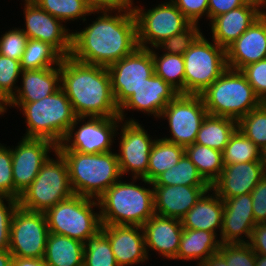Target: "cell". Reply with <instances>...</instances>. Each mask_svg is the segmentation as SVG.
<instances>
[{
	"label": "cell",
	"mask_w": 266,
	"mask_h": 266,
	"mask_svg": "<svg viewBox=\"0 0 266 266\" xmlns=\"http://www.w3.org/2000/svg\"><path fill=\"white\" fill-rule=\"evenodd\" d=\"M63 56L50 44L36 39H28L20 65L22 70H37L57 67Z\"/></svg>",
	"instance_id": "d6a6232c"
},
{
	"label": "cell",
	"mask_w": 266,
	"mask_h": 266,
	"mask_svg": "<svg viewBox=\"0 0 266 266\" xmlns=\"http://www.w3.org/2000/svg\"><path fill=\"white\" fill-rule=\"evenodd\" d=\"M111 89L118 108L136 91L154 71L151 49L137 47L107 67Z\"/></svg>",
	"instance_id": "5bb4252c"
},
{
	"label": "cell",
	"mask_w": 266,
	"mask_h": 266,
	"mask_svg": "<svg viewBox=\"0 0 266 266\" xmlns=\"http://www.w3.org/2000/svg\"><path fill=\"white\" fill-rule=\"evenodd\" d=\"M207 110L200 95L178 94L164 108L160 119L167 120L171 137L162 139L181 146L195 143L197 133Z\"/></svg>",
	"instance_id": "7c38bea8"
},
{
	"label": "cell",
	"mask_w": 266,
	"mask_h": 266,
	"mask_svg": "<svg viewBox=\"0 0 266 266\" xmlns=\"http://www.w3.org/2000/svg\"><path fill=\"white\" fill-rule=\"evenodd\" d=\"M179 93L155 73L119 107V117L126 121L125 110H137L159 119L167 104Z\"/></svg>",
	"instance_id": "d6986e66"
},
{
	"label": "cell",
	"mask_w": 266,
	"mask_h": 266,
	"mask_svg": "<svg viewBox=\"0 0 266 266\" xmlns=\"http://www.w3.org/2000/svg\"><path fill=\"white\" fill-rule=\"evenodd\" d=\"M83 266H118L110 242L100 230L84 243Z\"/></svg>",
	"instance_id": "74e56055"
},
{
	"label": "cell",
	"mask_w": 266,
	"mask_h": 266,
	"mask_svg": "<svg viewBox=\"0 0 266 266\" xmlns=\"http://www.w3.org/2000/svg\"><path fill=\"white\" fill-rule=\"evenodd\" d=\"M155 74L173 87L179 94H184V57L178 54L156 53L152 48ZM160 55V56H159Z\"/></svg>",
	"instance_id": "836d02e7"
},
{
	"label": "cell",
	"mask_w": 266,
	"mask_h": 266,
	"mask_svg": "<svg viewBox=\"0 0 266 266\" xmlns=\"http://www.w3.org/2000/svg\"><path fill=\"white\" fill-rule=\"evenodd\" d=\"M4 113H6V112L0 107V115L3 116Z\"/></svg>",
	"instance_id": "94428289"
},
{
	"label": "cell",
	"mask_w": 266,
	"mask_h": 266,
	"mask_svg": "<svg viewBox=\"0 0 266 266\" xmlns=\"http://www.w3.org/2000/svg\"><path fill=\"white\" fill-rule=\"evenodd\" d=\"M126 119L119 125V153H116L119 170L121 176L131 174L132 178H143L147 174L149 154L156 138L152 139L144 126L134 118Z\"/></svg>",
	"instance_id": "9a60e30c"
},
{
	"label": "cell",
	"mask_w": 266,
	"mask_h": 266,
	"mask_svg": "<svg viewBox=\"0 0 266 266\" xmlns=\"http://www.w3.org/2000/svg\"><path fill=\"white\" fill-rule=\"evenodd\" d=\"M33 2L65 24L68 21H78V18L84 23L86 16L97 13L89 9L86 0H33Z\"/></svg>",
	"instance_id": "d590c367"
},
{
	"label": "cell",
	"mask_w": 266,
	"mask_h": 266,
	"mask_svg": "<svg viewBox=\"0 0 266 266\" xmlns=\"http://www.w3.org/2000/svg\"><path fill=\"white\" fill-rule=\"evenodd\" d=\"M212 192V194H211ZM224 203L210 188L197 203L180 219L183 228L221 233ZM217 230V231H216Z\"/></svg>",
	"instance_id": "4316f807"
},
{
	"label": "cell",
	"mask_w": 266,
	"mask_h": 266,
	"mask_svg": "<svg viewBox=\"0 0 266 266\" xmlns=\"http://www.w3.org/2000/svg\"><path fill=\"white\" fill-rule=\"evenodd\" d=\"M137 179L152 188L135 184ZM131 180L126 183L119 179L97 199L102 225L142 226L155 214L152 182Z\"/></svg>",
	"instance_id": "3957f363"
},
{
	"label": "cell",
	"mask_w": 266,
	"mask_h": 266,
	"mask_svg": "<svg viewBox=\"0 0 266 266\" xmlns=\"http://www.w3.org/2000/svg\"><path fill=\"white\" fill-rule=\"evenodd\" d=\"M249 0H209L208 20L245 5Z\"/></svg>",
	"instance_id": "f907efd6"
},
{
	"label": "cell",
	"mask_w": 266,
	"mask_h": 266,
	"mask_svg": "<svg viewBox=\"0 0 266 266\" xmlns=\"http://www.w3.org/2000/svg\"><path fill=\"white\" fill-rule=\"evenodd\" d=\"M22 68L19 60L0 55V91L10 100L19 86Z\"/></svg>",
	"instance_id": "60d3db41"
},
{
	"label": "cell",
	"mask_w": 266,
	"mask_h": 266,
	"mask_svg": "<svg viewBox=\"0 0 266 266\" xmlns=\"http://www.w3.org/2000/svg\"><path fill=\"white\" fill-rule=\"evenodd\" d=\"M142 228L147 255L151 249L167 260L176 258L183 232L180 219L154 214Z\"/></svg>",
	"instance_id": "cb8c5ba5"
},
{
	"label": "cell",
	"mask_w": 266,
	"mask_h": 266,
	"mask_svg": "<svg viewBox=\"0 0 266 266\" xmlns=\"http://www.w3.org/2000/svg\"><path fill=\"white\" fill-rule=\"evenodd\" d=\"M101 230L109 239L118 266L143 264L149 260L142 226L102 225Z\"/></svg>",
	"instance_id": "44dd1931"
},
{
	"label": "cell",
	"mask_w": 266,
	"mask_h": 266,
	"mask_svg": "<svg viewBox=\"0 0 266 266\" xmlns=\"http://www.w3.org/2000/svg\"><path fill=\"white\" fill-rule=\"evenodd\" d=\"M263 14L262 0H249L245 5L214 17L212 40L225 50Z\"/></svg>",
	"instance_id": "ffe728a7"
},
{
	"label": "cell",
	"mask_w": 266,
	"mask_h": 266,
	"mask_svg": "<svg viewBox=\"0 0 266 266\" xmlns=\"http://www.w3.org/2000/svg\"><path fill=\"white\" fill-rule=\"evenodd\" d=\"M116 12L97 11L100 15L92 24L73 32L70 56L83 63L109 67L130 55L138 47L136 18L133 11Z\"/></svg>",
	"instance_id": "6da1fadb"
},
{
	"label": "cell",
	"mask_w": 266,
	"mask_h": 266,
	"mask_svg": "<svg viewBox=\"0 0 266 266\" xmlns=\"http://www.w3.org/2000/svg\"><path fill=\"white\" fill-rule=\"evenodd\" d=\"M25 28L28 39H36L53 46L63 57L71 55L72 34L62 21L40 8L35 2H24ZM67 28V29H66Z\"/></svg>",
	"instance_id": "e0dca14e"
},
{
	"label": "cell",
	"mask_w": 266,
	"mask_h": 266,
	"mask_svg": "<svg viewBox=\"0 0 266 266\" xmlns=\"http://www.w3.org/2000/svg\"><path fill=\"white\" fill-rule=\"evenodd\" d=\"M185 153L210 186L222 173L224 167L222 152L194 143L185 147Z\"/></svg>",
	"instance_id": "1f68e13d"
},
{
	"label": "cell",
	"mask_w": 266,
	"mask_h": 266,
	"mask_svg": "<svg viewBox=\"0 0 266 266\" xmlns=\"http://www.w3.org/2000/svg\"><path fill=\"white\" fill-rule=\"evenodd\" d=\"M209 115L238 121L263 102L240 70L228 68L200 94Z\"/></svg>",
	"instance_id": "5b68a950"
},
{
	"label": "cell",
	"mask_w": 266,
	"mask_h": 266,
	"mask_svg": "<svg viewBox=\"0 0 266 266\" xmlns=\"http://www.w3.org/2000/svg\"><path fill=\"white\" fill-rule=\"evenodd\" d=\"M260 162L262 163V165L264 166V169L266 171V145H264L260 149Z\"/></svg>",
	"instance_id": "6f0895ef"
},
{
	"label": "cell",
	"mask_w": 266,
	"mask_h": 266,
	"mask_svg": "<svg viewBox=\"0 0 266 266\" xmlns=\"http://www.w3.org/2000/svg\"><path fill=\"white\" fill-rule=\"evenodd\" d=\"M237 128L260 149L266 145V103L239 119Z\"/></svg>",
	"instance_id": "f35d334b"
},
{
	"label": "cell",
	"mask_w": 266,
	"mask_h": 266,
	"mask_svg": "<svg viewBox=\"0 0 266 266\" xmlns=\"http://www.w3.org/2000/svg\"><path fill=\"white\" fill-rule=\"evenodd\" d=\"M0 196L14 198V181L10 146L0 143Z\"/></svg>",
	"instance_id": "f6af8a7d"
},
{
	"label": "cell",
	"mask_w": 266,
	"mask_h": 266,
	"mask_svg": "<svg viewBox=\"0 0 266 266\" xmlns=\"http://www.w3.org/2000/svg\"><path fill=\"white\" fill-rule=\"evenodd\" d=\"M198 25L191 23L182 32L165 39L156 47L157 51L162 49L164 53L183 55L202 33Z\"/></svg>",
	"instance_id": "ab89813d"
},
{
	"label": "cell",
	"mask_w": 266,
	"mask_h": 266,
	"mask_svg": "<svg viewBox=\"0 0 266 266\" xmlns=\"http://www.w3.org/2000/svg\"><path fill=\"white\" fill-rule=\"evenodd\" d=\"M43 260L46 266H83L84 245L67 236L49 233Z\"/></svg>",
	"instance_id": "f1b7e54d"
},
{
	"label": "cell",
	"mask_w": 266,
	"mask_h": 266,
	"mask_svg": "<svg viewBox=\"0 0 266 266\" xmlns=\"http://www.w3.org/2000/svg\"><path fill=\"white\" fill-rule=\"evenodd\" d=\"M184 94L200 95L227 69L226 50L201 33L183 54Z\"/></svg>",
	"instance_id": "9c48e42d"
},
{
	"label": "cell",
	"mask_w": 266,
	"mask_h": 266,
	"mask_svg": "<svg viewBox=\"0 0 266 266\" xmlns=\"http://www.w3.org/2000/svg\"><path fill=\"white\" fill-rule=\"evenodd\" d=\"M241 72L262 102H266V58L245 66Z\"/></svg>",
	"instance_id": "bcb514c9"
},
{
	"label": "cell",
	"mask_w": 266,
	"mask_h": 266,
	"mask_svg": "<svg viewBox=\"0 0 266 266\" xmlns=\"http://www.w3.org/2000/svg\"><path fill=\"white\" fill-rule=\"evenodd\" d=\"M9 106V99L0 91V107L7 112Z\"/></svg>",
	"instance_id": "9f6ffc18"
},
{
	"label": "cell",
	"mask_w": 266,
	"mask_h": 266,
	"mask_svg": "<svg viewBox=\"0 0 266 266\" xmlns=\"http://www.w3.org/2000/svg\"><path fill=\"white\" fill-rule=\"evenodd\" d=\"M199 266H229V264L219 253H216L212 256H209Z\"/></svg>",
	"instance_id": "db71d44e"
},
{
	"label": "cell",
	"mask_w": 266,
	"mask_h": 266,
	"mask_svg": "<svg viewBox=\"0 0 266 266\" xmlns=\"http://www.w3.org/2000/svg\"><path fill=\"white\" fill-rule=\"evenodd\" d=\"M227 66L242 70L266 58V14H262L236 41L226 49Z\"/></svg>",
	"instance_id": "603a6c76"
},
{
	"label": "cell",
	"mask_w": 266,
	"mask_h": 266,
	"mask_svg": "<svg viewBox=\"0 0 266 266\" xmlns=\"http://www.w3.org/2000/svg\"><path fill=\"white\" fill-rule=\"evenodd\" d=\"M252 209L256 223H266V175L259 181L253 191Z\"/></svg>",
	"instance_id": "c3c4849f"
},
{
	"label": "cell",
	"mask_w": 266,
	"mask_h": 266,
	"mask_svg": "<svg viewBox=\"0 0 266 266\" xmlns=\"http://www.w3.org/2000/svg\"><path fill=\"white\" fill-rule=\"evenodd\" d=\"M262 7H263V13L266 14V0H262Z\"/></svg>",
	"instance_id": "91938a15"
},
{
	"label": "cell",
	"mask_w": 266,
	"mask_h": 266,
	"mask_svg": "<svg viewBox=\"0 0 266 266\" xmlns=\"http://www.w3.org/2000/svg\"><path fill=\"white\" fill-rule=\"evenodd\" d=\"M222 156L224 165L260 161V148L237 128L225 146Z\"/></svg>",
	"instance_id": "8d00e7d4"
},
{
	"label": "cell",
	"mask_w": 266,
	"mask_h": 266,
	"mask_svg": "<svg viewBox=\"0 0 266 266\" xmlns=\"http://www.w3.org/2000/svg\"><path fill=\"white\" fill-rule=\"evenodd\" d=\"M134 0H86L91 11H134Z\"/></svg>",
	"instance_id": "681fc988"
},
{
	"label": "cell",
	"mask_w": 266,
	"mask_h": 266,
	"mask_svg": "<svg viewBox=\"0 0 266 266\" xmlns=\"http://www.w3.org/2000/svg\"><path fill=\"white\" fill-rule=\"evenodd\" d=\"M11 266H46L43 258L13 257Z\"/></svg>",
	"instance_id": "f5cc1de1"
},
{
	"label": "cell",
	"mask_w": 266,
	"mask_h": 266,
	"mask_svg": "<svg viewBox=\"0 0 266 266\" xmlns=\"http://www.w3.org/2000/svg\"><path fill=\"white\" fill-rule=\"evenodd\" d=\"M60 87L77 117H115V103L107 67L87 64L71 56L60 63Z\"/></svg>",
	"instance_id": "7a4b0ae2"
},
{
	"label": "cell",
	"mask_w": 266,
	"mask_h": 266,
	"mask_svg": "<svg viewBox=\"0 0 266 266\" xmlns=\"http://www.w3.org/2000/svg\"><path fill=\"white\" fill-rule=\"evenodd\" d=\"M54 153L56 159L49 157L34 181L21 193L18 199L21 208L45 212L74 194L67 163L57 150Z\"/></svg>",
	"instance_id": "ba28073f"
},
{
	"label": "cell",
	"mask_w": 266,
	"mask_h": 266,
	"mask_svg": "<svg viewBox=\"0 0 266 266\" xmlns=\"http://www.w3.org/2000/svg\"><path fill=\"white\" fill-rule=\"evenodd\" d=\"M182 14L191 22L199 24L202 16L208 19L209 0H171Z\"/></svg>",
	"instance_id": "7dc6e473"
},
{
	"label": "cell",
	"mask_w": 266,
	"mask_h": 266,
	"mask_svg": "<svg viewBox=\"0 0 266 266\" xmlns=\"http://www.w3.org/2000/svg\"><path fill=\"white\" fill-rule=\"evenodd\" d=\"M152 184L166 186H210L199 174L195 164L186 153L183 154L176 165L161 173Z\"/></svg>",
	"instance_id": "e575fe53"
},
{
	"label": "cell",
	"mask_w": 266,
	"mask_h": 266,
	"mask_svg": "<svg viewBox=\"0 0 266 266\" xmlns=\"http://www.w3.org/2000/svg\"><path fill=\"white\" fill-rule=\"evenodd\" d=\"M18 206V199L0 196V250H9L11 221Z\"/></svg>",
	"instance_id": "ee69618b"
},
{
	"label": "cell",
	"mask_w": 266,
	"mask_h": 266,
	"mask_svg": "<svg viewBox=\"0 0 266 266\" xmlns=\"http://www.w3.org/2000/svg\"><path fill=\"white\" fill-rule=\"evenodd\" d=\"M236 129L235 119L207 114L200 125L195 143L223 152Z\"/></svg>",
	"instance_id": "f546056e"
},
{
	"label": "cell",
	"mask_w": 266,
	"mask_h": 266,
	"mask_svg": "<svg viewBox=\"0 0 266 266\" xmlns=\"http://www.w3.org/2000/svg\"><path fill=\"white\" fill-rule=\"evenodd\" d=\"M155 214L181 219L211 186L153 185Z\"/></svg>",
	"instance_id": "d4e9b609"
},
{
	"label": "cell",
	"mask_w": 266,
	"mask_h": 266,
	"mask_svg": "<svg viewBox=\"0 0 266 266\" xmlns=\"http://www.w3.org/2000/svg\"><path fill=\"white\" fill-rule=\"evenodd\" d=\"M25 116L26 138H43L59 145L77 117L60 87L53 94L20 107Z\"/></svg>",
	"instance_id": "8992f818"
},
{
	"label": "cell",
	"mask_w": 266,
	"mask_h": 266,
	"mask_svg": "<svg viewBox=\"0 0 266 266\" xmlns=\"http://www.w3.org/2000/svg\"><path fill=\"white\" fill-rule=\"evenodd\" d=\"M58 152L67 163L74 194L97 200L107 189L122 179L117 154L112 151L97 154Z\"/></svg>",
	"instance_id": "277c9868"
},
{
	"label": "cell",
	"mask_w": 266,
	"mask_h": 266,
	"mask_svg": "<svg viewBox=\"0 0 266 266\" xmlns=\"http://www.w3.org/2000/svg\"><path fill=\"white\" fill-rule=\"evenodd\" d=\"M27 41L28 36L19 27L6 31L0 37V55L21 61Z\"/></svg>",
	"instance_id": "7bdbcfd3"
},
{
	"label": "cell",
	"mask_w": 266,
	"mask_h": 266,
	"mask_svg": "<svg viewBox=\"0 0 266 266\" xmlns=\"http://www.w3.org/2000/svg\"><path fill=\"white\" fill-rule=\"evenodd\" d=\"M121 121L119 116L76 117L62 142L57 145V151H76L83 154L110 152L114 138L119 135L116 132Z\"/></svg>",
	"instance_id": "30bf717a"
},
{
	"label": "cell",
	"mask_w": 266,
	"mask_h": 266,
	"mask_svg": "<svg viewBox=\"0 0 266 266\" xmlns=\"http://www.w3.org/2000/svg\"><path fill=\"white\" fill-rule=\"evenodd\" d=\"M221 242L217 235L206 230L183 228L177 256L174 260L198 261L199 266L209 256L218 253Z\"/></svg>",
	"instance_id": "83f0119b"
},
{
	"label": "cell",
	"mask_w": 266,
	"mask_h": 266,
	"mask_svg": "<svg viewBox=\"0 0 266 266\" xmlns=\"http://www.w3.org/2000/svg\"><path fill=\"white\" fill-rule=\"evenodd\" d=\"M133 12L137 22V43L141 48H155L191 24L171 0L148 10L135 6Z\"/></svg>",
	"instance_id": "8fae6325"
},
{
	"label": "cell",
	"mask_w": 266,
	"mask_h": 266,
	"mask_svg": "<svg viewBox=\"0 0 266 266\" xmlns=\"http://www.w3.org/2000/svg\"><path fill=\"white\" fill-rule=\"evenodd\" d=\"M265 175L266 171L260 161L224 165L211 189L221 199L237 197L251 193Z\"/></svg>",
	"instance_id": "7402d4cb"
},
{
	"label": "cell",
	"mask_w": 266,
	"mask_h": 266,
	"mask_svg": "<svg viewBox=\"0 0 266 266\" xmlns=\"http://www.w3.org/2000/svg\"><path fill=\"white\" fill-rule=\"evenodd\" d=\"M22 86L9 100V108L18 109L24 103L41 100L60 88V66L37 70H22Z\"/></svg>",
	"instance_id": "484cf974"
},
{
	"label": "cell",
	"mask_w": 266,
	"mask_h": 266,
	"mask_svg": "<svg viewBox=\"0 0 266 266\" xmlns=\"http://www.w3.org/2000/svg\"><path fill=\"white\" fill-rule=\"evenodd\" d=\"M49 233L44 212L18 206L11 221L9 251L13 257L43 258Z\"/></svg>",
	"instance_id": "4fadbf2b"
},
{
	"label": "cell",
	"mask_w": 266,
	"mask_h": 266,
	"mask_svg": "<svg viewBox=\"0 0 266 266\" xmlns=\"http://www.w3.org/2000/svg\"><path fill=\"white\" fill-rule=\"evenodd\" d=\"M13 256L9 250H0V266H11Z\"/></svg>",
	"instance_id": "11a10c76"
},
{
	"label": "cell",
	"mask_w": 266,
	"mask_h": 266,
	"mask_svg": "<svg viewBox=\"0 0 266 266\" xmlns=\"http://www.w3.org/2000/svg\"><path fill=\"white\" fill-rule=\"evenodd\" d=\"M255 266H266V256L256 254V265Z\"/></svg>",
	"instance_id": "680465c9"
},
{
	"label": "cell",
	"mask_w": 266,
	"mask_h": 266,
	"mask_svg": "<svg viewBox=\"0 0 266 266\" xmlns=\"http://www.w3.org/2000/svg\"><path fill=\"white\" fill-rule=\"evenodd\" d=\"M255 254L266 256V223H257L248 242Z\"/></svg>",
	"instance_id": "816d5d0a"
},
{
	"label": "cell",
	"mask_w": 266,
	"mask_h": 266,
	"mask_svg": "<svg viewBox=\"0 0 266 266\" xmlns=\"http://www.w3.org/2000/svg\"><path fill=\"white\" fill-rule=\"evenodd\" d=\"M218 253L229 266L256 265V254L248 243L221 244Z\"/></svg>",
	"instance_id": "b9f144b4"
},
{
	"label": "cell",
	"mask_w": 266,
	"mask_h": 266,
	"mask_svg": "<svg viewBox=\"0 0 266 266\" xmlns=\"http://www.w3.org/2000/svg\"><path fill=\"white\" fill-rule=\"evenodd\" d=\"M97 207L96 199L73 194L44 212L49 232L84 243L101 230Z\"/></svg>",
	"instance_id": "52a82bcc"
},
{
	"label": "cell",
	"mask_w": 266,
	"mask_h": 266,
	"mask_svg": "<svg viewBox=\"0 0 266 266\" xmlns=\"http://www.w3.org/2000/svg\"><path fill=\"white\" fill-rule=\"evenodd\" d=\"M222 200L224 210L222 230L219 236L221 244L248 243L257 224L254 220L251 194L247 193Z\"/></svg>",
	"instance_id": "ac0fdd59"
},
{
	"label": "cell",
	"mask_w": 266,
	"mask_h": 266,
	"mask_svg": "<svg viewBox=\"0 0 266 266\" xmlns=\"http://www.w3.org/2000/svg\"><path fill=\"white\" fill-rule=\"evenodd\" d=\"M184 153V146L157 138L149 154L147 174L143 178L153 182L161 173L176 165Z\"/></svg>",
	"instance_id": "4dcf8cb0"
},
{
	"label": "cell",
	"mask_w": 266,
	"mask_h": 266,
	"mask_svg": "<svg viewBox=\"0 0 266 266\" xmlns=\"http://www.w3.org/2000/svg\"><path fill=\"white\" fill-rule=\"evenodd\" d=\"M18 145L11 148L14 181V199L34 181L42 165L57 150V145L43 138H20Z\"/></svg>",
	"instance_id": "2e32d148"
}]
</instances>
